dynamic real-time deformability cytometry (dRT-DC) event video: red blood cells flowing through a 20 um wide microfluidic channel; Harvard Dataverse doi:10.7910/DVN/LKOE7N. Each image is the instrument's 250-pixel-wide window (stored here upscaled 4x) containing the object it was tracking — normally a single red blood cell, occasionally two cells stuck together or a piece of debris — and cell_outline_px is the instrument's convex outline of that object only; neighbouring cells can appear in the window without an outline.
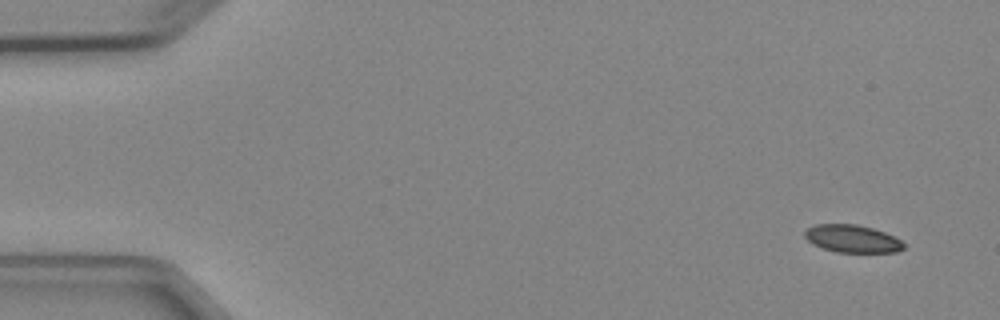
{"species": "Egyptian fruit bat (a non-hibernating species)", "species_latin": "Rousettus aegyptiacus", "temperature_condition": "cold", "stored_images_in_passage": 6, "camera_frame_rate_fps": 3000, "um_per_image_px": 0.085, "animal": {"sex": "female"}, "frame": {"image": 1, "passage_image": 1, "time_ms": 0.0, "image_size_px": [1000, 320], "cell_outline_px": [[904, 248], [896, 252], [836, 252], [812, 244], [804, 236], [804, 232], [808, 228], [816, 224], [856, 224], [872, 228], [884, 232], [900, 240], [904, 244]], "centroid_in_image_um": [72.42, 20.29], "position_along_channel_um": 12.6, "area_um2": 15.78}}
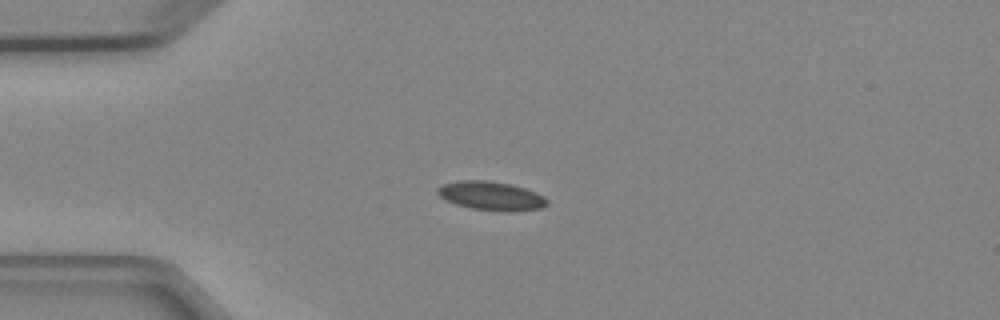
{"frame": {"image": 2, "passage_image": 4, "time_ms": 3.333, "image_size_px": [1000, 320], "cell_outline_px": [[548, 204], [540, 208], [508, 212], [472, 208], [456, 204], [440, 196], [436, 192], [436, 188], [444, 184], [460, 180], [488, 180], [512, 184], [536, 192], [544, 196], [548, 200]], "centroid_in_image_um": [41.77, 16.64], "position_along_channel_um": 43.2, "area_um2": 18.32}}